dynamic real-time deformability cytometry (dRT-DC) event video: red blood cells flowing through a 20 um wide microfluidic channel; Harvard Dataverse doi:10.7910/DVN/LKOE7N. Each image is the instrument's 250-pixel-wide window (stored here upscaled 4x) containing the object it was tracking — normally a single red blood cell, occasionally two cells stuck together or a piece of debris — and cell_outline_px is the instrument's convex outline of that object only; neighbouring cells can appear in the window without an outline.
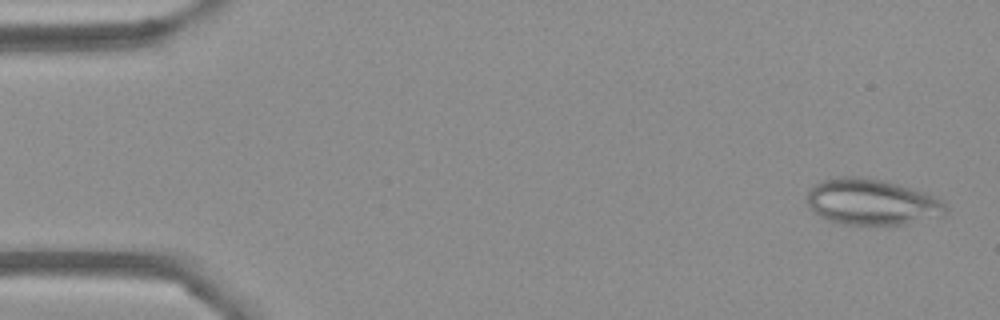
{"species": "Egyptian fruit bat (a non-hibernating species)", "species_latin": "Rousettus aegyptiacus", "temperature_condition": "cold", "stored_images_in_passage": 54, "camera_frame_rate_fps": 3000, "um_per_image_px": 0.085, "frame": {"image": 1, "passage_image": 2, "time_ms": 0.333, "image_size_px": [1000, 320], "cell_outline_px": [[948, 212], [944, 216], [904, 224], [840, 224], [828, 220], [820, 216], [808, 204], [808, 192], [820, 180], [840, 176], [860, 176], [888, 180], [936, 196], [944, 200], [948, 208]], "centroid_in_image_um": [74.17, 17.15], "position_along_channel_um": 10.8, "area_um2": 37.57}}
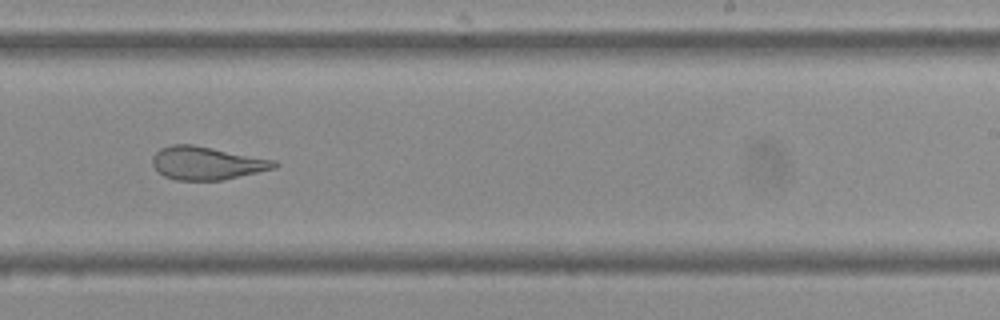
{"frame": {"image": 2, "passage_image": 33, "time_ms": 10.667, "image_size_px": [1000, 320], "cell_outline_px": [[280, 164], [276, 168], [220, 180], [176, 180], [164, 176], [152, 164], [152, 156], [160, 148], [172, 144], [192, 144], [276, 160]], "centroid_in_image_um": [17.57, 13.85], "position_along_channel_um": 271.4, "area_um2": 23.41}}
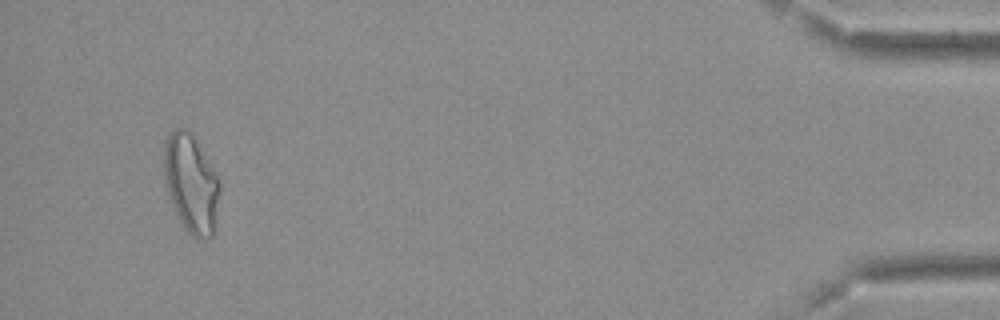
{"frame": {"image": 3, "passage_image": 51, "time_ms": 16.667, "image_size_px": [1000, 320], "cell_outline_px": [[220, 192], [216, 232], [212, 236], [200, 240], [196, 240], [184, 228], [176, 212], [168, 192], [164, 176], [164, 140], [176, 128], [184, 128], [192, 136], [220, 180]], "centroid_in_image_um": [16.27, 15.68], "position_along_channel_um": 418.9, "area_um2": 31.85}, "authors_computed_cell_mechanics": {"area_um2": 28.4087, "velocity_mm_per_s": 3.711, "shape_relaxation_time_tau1_ms": null, "shape_relaxation_time_tau2_ms": 1.811, "deformation_change_tau1": null, "deformation_change_tau2": 0.109}}